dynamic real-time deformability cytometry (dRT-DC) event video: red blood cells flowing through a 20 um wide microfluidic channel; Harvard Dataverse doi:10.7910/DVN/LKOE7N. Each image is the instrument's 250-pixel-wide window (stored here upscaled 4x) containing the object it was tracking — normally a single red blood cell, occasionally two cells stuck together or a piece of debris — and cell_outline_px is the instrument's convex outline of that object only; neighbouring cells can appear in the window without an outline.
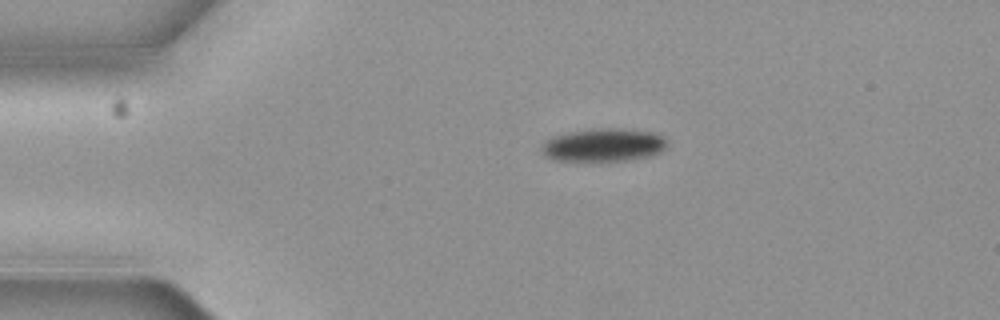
{"species": "common noctule bat (a hibernating species)", "species_latin": "Nyctalus noctula", "temperature_condition": "cold", "stored_images_in_passage": 3, "camera_frame_rate_fps": 3000, "um_per_image_px": 0.085, "animal": {"sex": "female", "body_mass_g": 19.3, "forearm_length_mm": 54.1}, "frame": {"image": 1, "passage_image": 1, "time_ms": 0.0, "image_size_px": [1000, 320], "cell_outline_px": [[668, 144], [660, 152], [648, 156], [624, 160], [552, 160], [540, 148], [552, 136], [572, 132], [600, 128], [608, 128], [648, 132], [660, 136]], "centroid_in_image_um": [51.28, 12.33], "position_along_channel_um": 33.7, "area_um2": 23.24}}
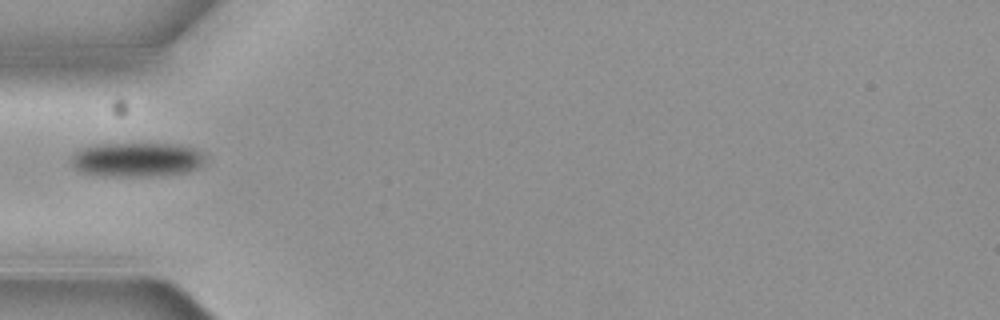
{"frame": {"image": 2, "passage_image": 3, "time_ms": 0.667, "image_size_px": [1000, 320], "cell_outline_px": [[200, 164], [196, 168], [188, 172], [160, 176], [104, 176], [84, 172], [76, 168], [68, 160], [72, 152], [92, 144], [188, 144], [196, 148], [200, 152]], "centroid_in_image_um": [11.56, 13.56], "position_along_channel_um": 73.4, "area_um2": 26.93}}